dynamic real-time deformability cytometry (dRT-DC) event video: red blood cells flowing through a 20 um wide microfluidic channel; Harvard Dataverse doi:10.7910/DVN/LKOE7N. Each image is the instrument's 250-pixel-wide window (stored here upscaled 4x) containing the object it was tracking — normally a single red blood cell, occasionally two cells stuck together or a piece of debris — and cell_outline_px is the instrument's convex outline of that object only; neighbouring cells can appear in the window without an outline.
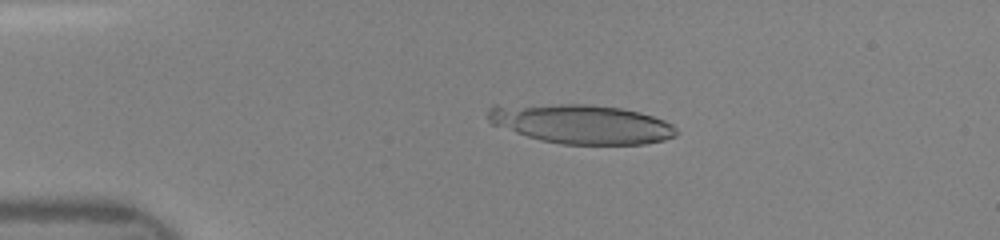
{"species": "human", "species_latin": "Homo sapiens", "temperature_condition": "room temperature", "stored_images_in_passage": 17, "camera_frame_rate_fps": 3000, "um_per_image_px": 0.085, "donor": {"sex": "female"}, "frame": {"image": 1, "passage_image": 10, "time_ms": 3.0, "image_size_px": [1000, 240], "cell_outline_px": [[680, 132], [676, 136], [664, 140], [644, 144], [560, 144], [540, 140], [492, 124], [488, 120], [488, 108], [496, 104], [588, 104], [620, 108], [640, 112], [664, 120], [672, 124]], "centroid_in_image_um": [49.41, 10.52], "position_along_channel_um": 35.6, "area_um2": 43.35}}
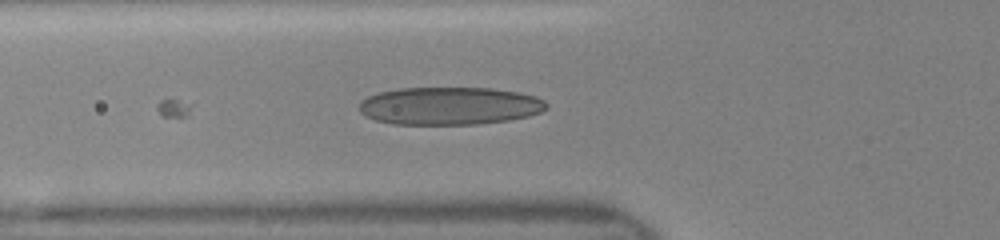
{"frame": {"image": 2, "passage_image": 17, "time_ms": 5.333, "image_size_px": [1000, 240], "cell_outline_px": [[548, 108], [540, 112], [528, 116], [508, 120], [476, 124], [392, 124], [376, 120], [364, 116], [360, 112], [360, 100], [368, 96], [380, 92], [400, 88], [492, 88], [520, 92], [536, 96], [544, 100], [548, 104]], "centroid_in_image_um": [38.22, 9.0], "position_along_channel_um": 87.6, "area_um2": 41.38}}